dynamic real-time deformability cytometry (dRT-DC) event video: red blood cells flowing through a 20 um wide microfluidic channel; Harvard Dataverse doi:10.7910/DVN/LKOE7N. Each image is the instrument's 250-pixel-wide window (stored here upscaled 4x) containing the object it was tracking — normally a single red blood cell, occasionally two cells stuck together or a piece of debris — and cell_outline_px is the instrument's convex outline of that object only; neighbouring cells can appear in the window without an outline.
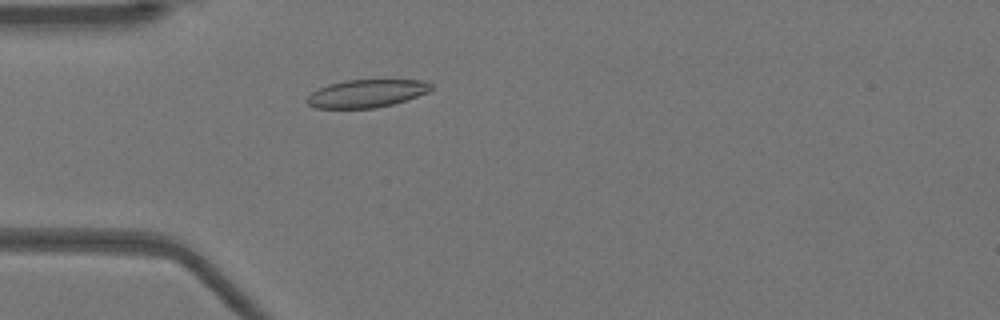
{"species": "Egyptian fruit bat (a non-hibernating species)", "species_latin": "Rousettus aegyptiacus", "temperature_condition": "warm", "stored_images_in_passage": 50, "camera_frame_rate_fps": 3000, "um_per_image_px": 0.085, "animal": {"sex": "female"}, "frame": {"image": 1, "passage_image": 13, "time_ms": 4.0, "image_size_px": [1000, 320], "cell_outline_px": [[432, 88], [428, 92], [392, 104], [376, 108], [316, 108], [308, 104], [304, 100], [312, 92], [328, 84], [344, 80], [424, 80], [432, 84]], "centroid_in_image_um": [31.13, 7.94], "position_along_channel_um": 53.9, "area_um2": 20.06}}
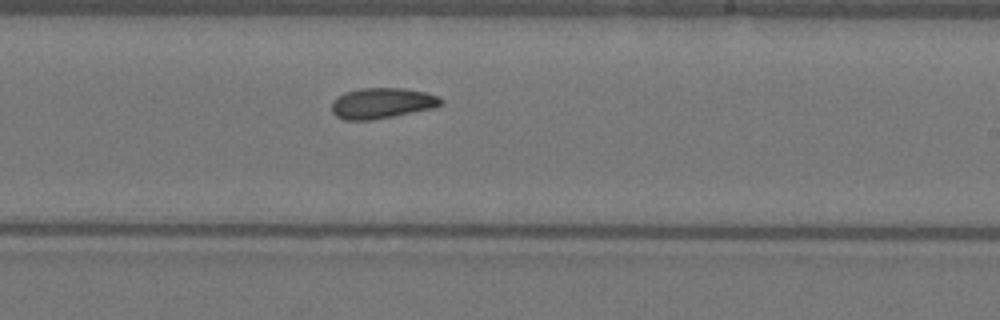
{"frame": {"image": 2, "passage_image": 29, "time_ms": 9.333, "image_size_px": [1000, 320], "cell_outline_px": [[444, 104], [436, 108], [372, 120], [344, 120], [336, 116], [332, 112], [332, 100], [344, 92], [360, 88], [404, 88], [424, 92], [440, 96], [444, 100]], "centroid_in_image_um": [32.5, 8.77], "position_along_channel_um": 256.5, "area_um2": 19.83}}
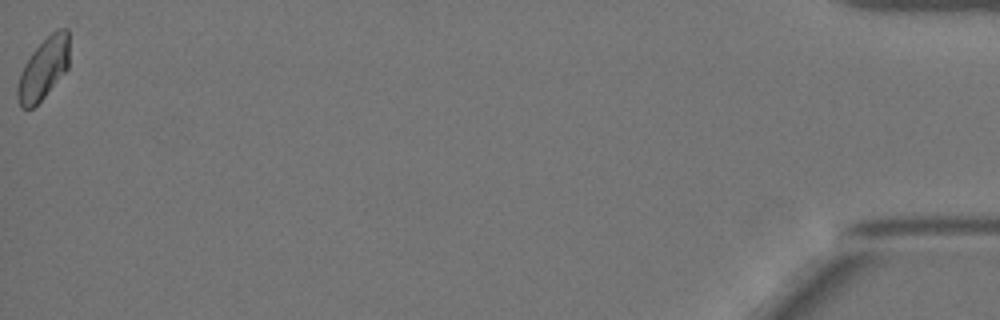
{"frame": {"image": 3, "passage_image": 50, "time_ms": 16.333, "image_size_px": [1000, 320], "cell_outline_px": [[68, 68], [44, 96], [32, 108], [20, 108], [16, 92], [16, 88], [20, 72], [24, 64], [32, 52], [56, 28], [68, 28]], "centroid_in_image_um": [3.67, 5.83], "position_along_channel_um": 431.5, "area_um2": 18.32}, "authors_computed_cell_mechanics": {"area_um2": 19.2763, "velocity_mm_per_s": 3.9178, "shape_relaxation_time_tau1_ms": 9.1167, "shape_relaxation_time_tau2_ms": 4.2121, "deformation_change_tau1": 0.1826, "deformation_change_tau2": 0.0894}}